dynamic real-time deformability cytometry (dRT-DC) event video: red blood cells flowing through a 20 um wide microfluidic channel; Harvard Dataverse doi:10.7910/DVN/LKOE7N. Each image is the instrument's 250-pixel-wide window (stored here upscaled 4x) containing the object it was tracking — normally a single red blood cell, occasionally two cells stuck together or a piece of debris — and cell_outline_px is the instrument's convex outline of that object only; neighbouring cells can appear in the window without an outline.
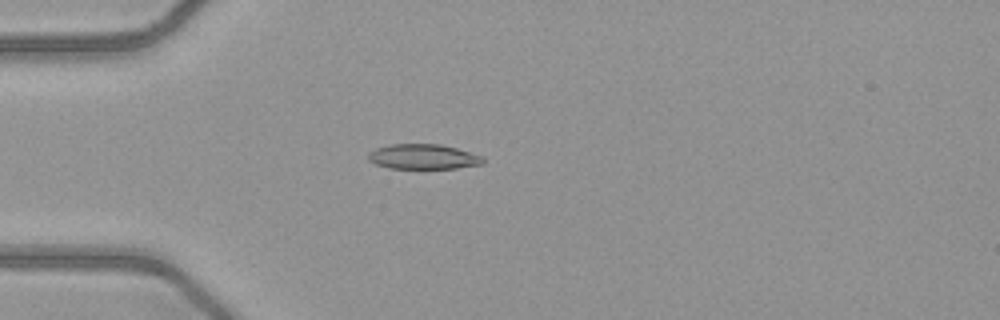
{"species": "common noctule bat (a hibernating species)", "species_latin": "Nyctalus noctula", "temperature_condition": "warm", "stored_images_in_passage": 51, "camera_frame_rate_fps": 3000, "um_per_image_px": 0.085, "animal": {"sex": "female", "body_mass_g": 21.9}, "frame": {"image": 1, "passage_image": 15, "time_ms": 4.667, "image_size_px": [1000, 320], "cell_outline_px": [[484, 164], [456, 168], [388, 168], [376, 164], [368, 160], [368, 152], [376, 148], [392, 144], [440, 144], [456, 148], [484, 156]], "centroid_in_image_um": [35.99, 13.32], "position_along_channel_um": 49.0, "area_um2": 16.76}}
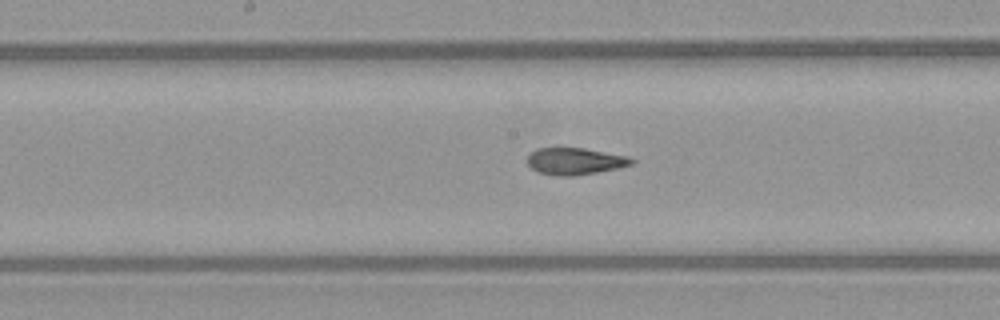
{"frame": {"image": 2, "passage_image": 27, "time_ms": 8.667, "image_size_px": [1000, 320], "cell_outline_px": [[636, 160], [632, 164], [616, 168], [596, 172], [572, 176], [556, 176], [536, 172], [528, 164], [528, 156], [536, 148], [584, 148], [628, 156]], "centroid_in_image_um": [48.86, 13.7], "position_along_channel_um": 199.3, "area_um2": 16.24}}
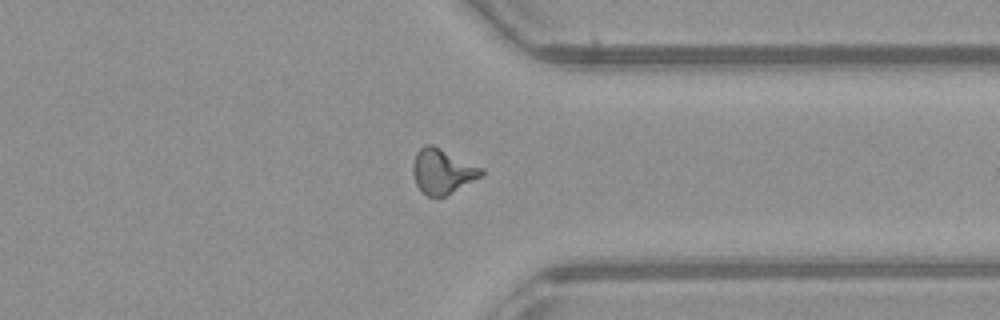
{"frame": {"image": 3, "passage_image": 40, "time_ms": 13.0, "image_size_px": [1000, 320], "cell_outline_px": [[484, 176], [444, 196], [428, 196], [420, 192], [416, 184], [412, 172], [412, 164], [416, 152], [424, 144], [432, 144], [484, 168]], "centroid_in_image_um": [37.61, 14.55], "position_along_channel_um": 373.8, "area_um2": 18.15}, "authors_computed_cell_mechanics": {"area_um2": 17.1088, "velocity_mm_per_s": 4.0874, "shape_relaxation_time_tau1_ms": null, "shape_relaxation_time_tau2_ms": 2.0406, "deformation_change_tau1": null, "deformation_change_tau2": 0.0975}}